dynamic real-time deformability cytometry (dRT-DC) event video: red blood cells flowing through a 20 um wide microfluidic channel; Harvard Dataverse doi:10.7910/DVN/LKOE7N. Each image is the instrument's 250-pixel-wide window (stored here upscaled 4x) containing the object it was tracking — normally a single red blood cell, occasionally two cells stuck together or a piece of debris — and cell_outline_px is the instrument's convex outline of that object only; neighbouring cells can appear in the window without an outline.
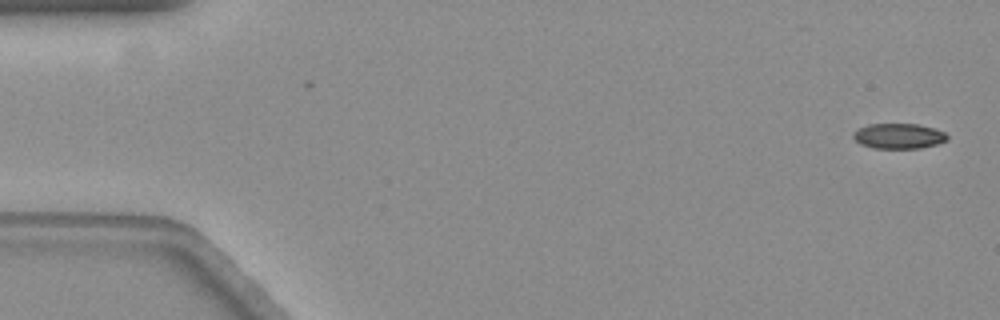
{"species": "common noctule bat (a hibernating species)", "species_latin": "Nyctalus noctula", "temperature_condition": "warm", "stored_images_in_passage": 57, "camera_frame_rate_fps": 3000, "um_per_image_px": 0.085, "animal": {"sex": "female", "body_mass_g": 19.3, "forearm_length_mm": 54.1}, "frame": {"image": 1, "passage_image": 1, "time_ms": 0.0, "image_size_px": [1000, 320], "cell_outline_px": [[948, 140], [936, 144], [920, 148], [872, 148], [860, 144], [852, 136], [852, 132], [868, 124], [916, 124], [932, 128], [944, 132], [948, 136]], "centroid_in_image_um": [76.36, 11.57], "position_along_channel_um": 8.6, "area_um2": 13.76}}
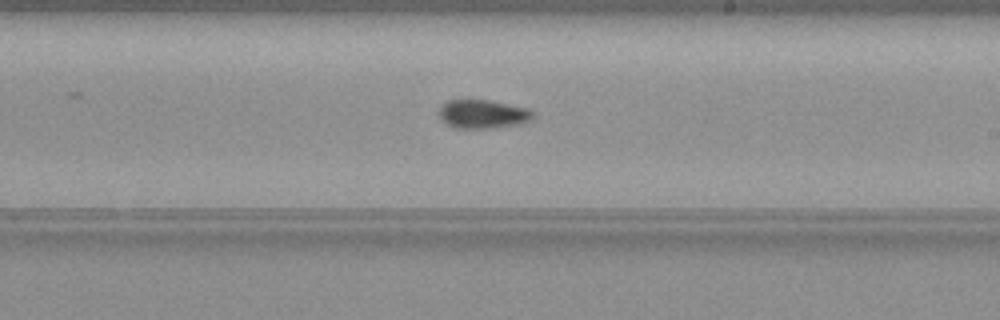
{"frame": {"image": 2, "passage_image": 33, "time_ms": 10.667, "image_size_px": [1000, 320], "cell_outline_px": [[532, 116], [528, 120], [520, 124], [488, 128], [456, 128], [440, 120], [440, 108], [448, 100], [488, 100], [528, 108], [532, 112]], "centroid_in_image_um": [41.01, 9.69], "position_along_channel_um": 248.0, "area_um2": 15.37}}
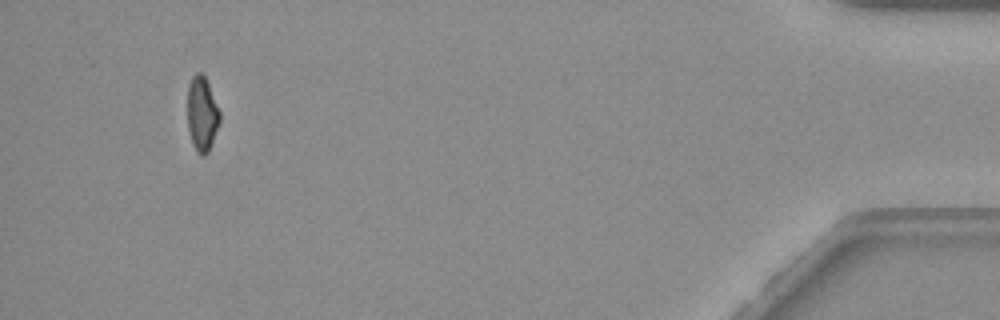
{"frame": {"image": 3, "passage_image": 54, "time_ms": 17.667, "image_size_px": [1000, 320], "cell_outline_px": [[220, 120], [208, 152], [204, 156], [200, 156], [196, 152], [192, 144], [188, 128], [188, 84], [192, 76], [196, 72], [200, 72], [204, 76], [208, 84], [220, 112]], "centroid_in_image_um": [17.15, 9.7], "position_along_channel_um": 418.0, "area_um2": 13.93}, "authors_computed_cell_mechanics": {"area_um2": 15.2014, "velocity_mm_per_s": 3.5402, "shape_relaxation_time_tau1_ms": 8.9599, "shape_relaxation_time_tau2_ms": 8.117, "deformation_change_tau1": 0.1735, "deformation_change_tau2": 0.1038}}